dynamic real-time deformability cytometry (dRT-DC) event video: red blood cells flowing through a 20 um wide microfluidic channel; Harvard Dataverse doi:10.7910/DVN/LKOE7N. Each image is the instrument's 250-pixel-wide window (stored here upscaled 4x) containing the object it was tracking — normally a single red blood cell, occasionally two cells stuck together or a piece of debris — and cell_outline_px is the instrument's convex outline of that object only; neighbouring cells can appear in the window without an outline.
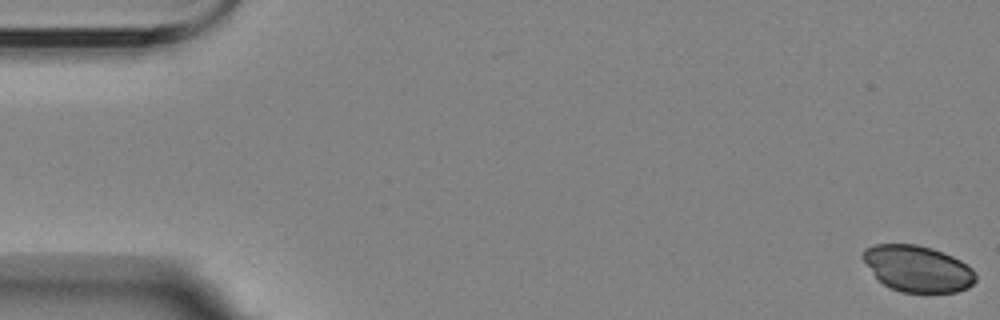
{"species": "Egyptian fruit bat (a non-hibernating species)", "species_latin": "Rousettus aegyptiacus", "temperature_condition": "room temperature", "stored_images_in_passage": 57, "camera_frame_rate_fps": 3000, "um_per_image_px": 0.085, "animal": {"sex": "female"}, "frame": {"image": 1, "passage_image": 1, "time_ms": 0.0, "image_size_px": [1000, 320], "cell_outline_px": [[976, 280], [968, 288], [956, 292], [900, 292], [876, 280], [860, 256], [864, 248], [876, 244], [916, 244], [932, 248], [944, 252], [960, 260], [972, 268], [976, 272]], "centroid_in_image_um": [77.97, 22.83], "position_along_channel_um": 7.0, "area_um2": 30.75}}
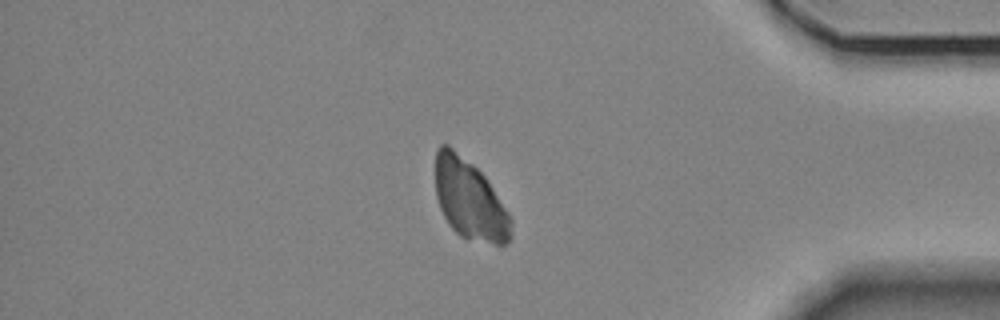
{"frame": {"image": 2, "passage_image": 49, "time_ms": 16.0, "image_size_px": [1000, 320], "cell_outline_px": [[512, 236], [508, 244], [496, 244], [460, 236], [448, 224], [440, 208], [436, 196], [436, 152], [440, 144], [448, 144], [472, 164], [484, 176], [512, 216]], "centroid_in_image_um": [39.94, 16.98], "position_along_channel_um": 395.3, "area_um2": 35.08}}
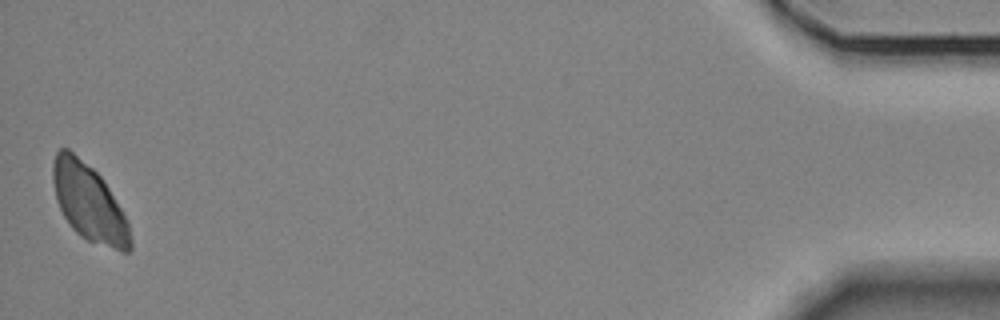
{"frame": {"image": 3, "passage_image": 57, "time_ms": 18.667, "image_size_px": [1000, 320], "cell_outline_px": [[132, 248], [128, 252], [120, 252], [88, 240], [80, 236], [72, 228], [64, 216], [56, 200], [52, 180], [52, 164], [56, 152], [60, 148], [68, 148], [92, 168], [100, 176], [108, 188], [128, 220], [132, 240]], "centroid_in_image_um": [7.56, 17.25], "position_along_channel_um": 427.6, "area_um2": 34.74}}